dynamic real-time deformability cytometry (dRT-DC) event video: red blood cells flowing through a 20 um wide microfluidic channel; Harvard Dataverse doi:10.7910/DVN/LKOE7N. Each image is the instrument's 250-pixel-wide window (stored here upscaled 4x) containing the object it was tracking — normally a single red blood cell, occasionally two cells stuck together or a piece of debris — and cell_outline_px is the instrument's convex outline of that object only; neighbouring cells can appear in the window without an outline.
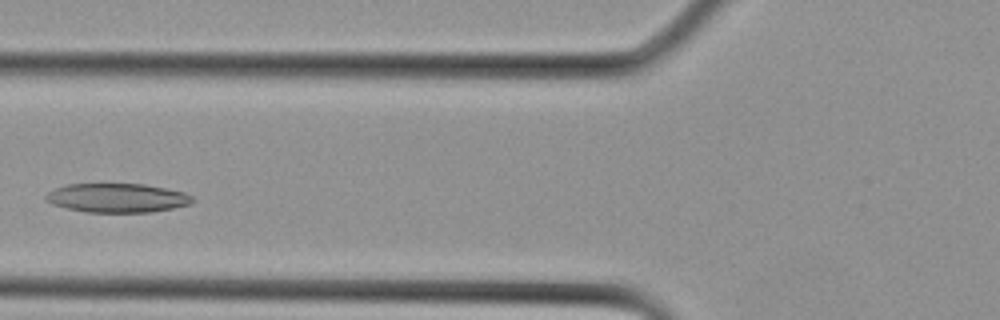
{"species": "Egyptian fruit bat (a non-hibernating species)", "species_latin": "Rousettus aegyptiacus", "temperature_condition": "cold", "stored_images_in_passage": 7, "camera_frame_rate_fps": 3000, "um_per_image_px": 0.085, "animal": {"sex": "female"}, "frame": {"image": 1, "passage_image": 6, "time_ms": 1.667, "image_size_px": [1000, 320], "cell_outline_px": [[196, 200], [192, 204], [152, 212], [88, 212], [68, 208], [52, 204], [44, 200], [44, 196], [48, 192], [56, 188], [68, 184], [144, 184], [184, 192], [192, 196]], "centroid_in_image_um": [9.98, 16.82], "position_along_channel_um": 115.8, "area_um2": 24.8}}